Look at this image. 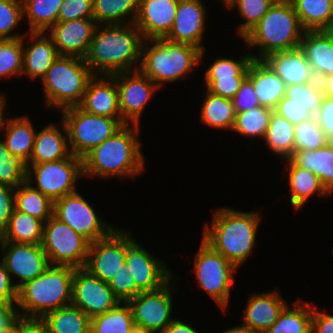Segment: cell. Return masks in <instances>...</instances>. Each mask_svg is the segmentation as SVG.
I'll list each match as a JSON object with an SVG mask.
<instances>
[{
    "label": "cell",
    "mask_w": 333,
    "mask_h": 333,
    "mask_svg": "<svg viewBox=\"0 0 333 333\" xmlns=\"http://www.w3.org/2000/svg\"><path fill=\"white\" fill-rule=\"evenodd\" d=\"M143 42L134 23L97 25L84 60L94 75L136 71L141 64Z\"/></svg>",
    "instance_id": "cell-1"
},
{
    "label": "cell",
    "mask_w": 333,
    "mask_h": 333,
    "mask_svg": "<svg viewBox=\"0 0 333 333\" xmlns=\"http://www.w3.org/2000/svg\"><path fill=\"white\" fill-rule=\"evenodd\" d=\"M140 125L125 124L113 136L82 157L83 177L131 179L145 169L138 133Z\"/></svg>",
    "instance_id": "cell-2"
},
{
    "label": "cell",
    "mask_w": 333,
    "mask_h": 333,
    "mask_svg": "<svg viewBox=\"0 0 333 333\" xmlns=\"http://www.w3.org/2000/svg\"><path fill=\"white\" fill-rule=\"evenodd\" d=\"M260 216V211L218 208L211 226L205 224L202 239L238 268L253 252Z\"/></svg>",
    "instance_id": "cell-3"
},
{
    "label": "cell",
    "mask_w": 333,
    "mask_h": 333,
    "mask_svg": "<svg viewBox=\"0 0 333 333\" xmlns=\"http://www.w3.org/2000/svg\"><path fill=\"white\" fill-rule=\"evenodd\" d=\"M74 271V267L50 265L40 276L25 282L17 289L19 315L41 319L46 313L71 304Z\"/></svg>",
    "instance_id": "cell-4"
},
{
    "label": "cell",
    "mask_w": 333,
    "mask_h": 333,
    "mask_svg": "<svg viewBox=\"0 0 333 333\" xmlns=\"http://www.w3.org/2000/svg\"><path fill=\"white\" fill-rule=\"evenodd\" d=\"M204 54L198 47L187 43L166 38L147 39L142 45L139 70L161 89L164 83L186 77L198 66Z\"/></svg>",
    "instance_id": "cell-5"
},
{
    "label": "cell",
    "mask_w": 333,
    "mask_h": 333,
    "mask_svg": "<svg viewBox=\"0 0 333 333\" xmlns=\"http://www.w3.org/2000/svg\"><path fill=\"white\" fill-rule=\"evenodd\" d=\"M305 30L291 2H275L259 23L243 38L248 47H259L253 59L299 47Z\"/></svg>",
    "instance_id": "cell-6"
},
{
    "label": "cell",
    "mask_w": 333,
    "mask_h": 333,
    "mask_svg": "<svg viewBox=\"0 0 333 333\" xmlns=\"http://www.w3.org/2000/svg\"><path fill=\"white\" fill-rule=\"evenodd\" d=\"M93 76L83 58L58 56L41 80L46 107L64 110L79 106Z\"/></svg>",
    "instance_id": "cell-7"
},
{
    "label": "cell",
    "mask_w": 333,
    "mask_h": 333,
    "mask_svg": "<svg viewBox=\"0 0 333 333\" xmlns=\"http://www.w3.org/2000/svg\"><path fill=\"white\" fill-rule=\"evenodd\" d=\"M61 111L62 121L67 129L70 152L80 158L125 125L121 118L95 115L84 111L80 106Z\"/></svg>",
    "instance_id": "cell-8"
},
{
    "label": "cell",
    "mask_w": 333,
    "mask_h": 333,
    "mask_svg": "<svg viewBox=\"0 0 333 333\" xmlns=\"http://www.w3.org/2000/svg\"><path fill=\"white\" fill-rule=\"evenodd\" d=\"M194 259L193 270L197 285L207 292L221 309L226 310L230 289L234 283L233 273L237 267L203 239Z\"/></svg>",
    "instance_id": "cell-9"
},
{
    "label": "cell",
    "mask_w": 333,
    "mask_h": 333,
    "mask_svg": "<svg viewBox=\"0 0 333 333\" xmlns=\"http://www.w3.org/2000/svg\"><path fill=\"white\" fill-rule=\"evenodd\" d=\"M82 176V158L73 154L59 161L26 164V181L52 202L76 192V181Z\"/></svg>",
    "instance_id": "cell-10"
},
{
    "label": "cell",
    "mask_w": 333,
    "mask_h": 333,
    "mask_svg": "<svg viewBox=\"0 0 333 333\" xmlns=\"http://www.w3.org/2000/svg\"><path fill=\"white\" fill-rule=\"evenodd\" d=\"M90 242L52 215L43 227L42 249L51 265L85 267Z\"/></svg>",
    "instance_id": "cell-11"
},
{
    "label": "cell",
    "mask_w": 333,
    "mask_h": 333,
    "mask_svg": "<svg viewBox=\"0 0 333 333\" xmlns=\"http://www.w3.org/2000/svg\"><path fill=\"white\" fill-rule=\"evenodd\" d=\"M53 215L90 243L108 236L116 227L102 220L77 191L56 200Z\"/></svg>",
    "instance_id": "cell-12"
},
{
    "label": "cell",
    "mask_w": 333,
    "mask_h": 333,
    "mask_svg": "<svg viewBox=\"0 0 333 333\" xmlns=\"http://www.w3.org/2000/svg\"><path fill=\"white\" fill-rule=\"evenodd\" d=\"M172 279L174 276L161 288L140 292L127 302L131 307L136 326L143 327L153 333H162L174 320V318L171 319L172 293L176 285L173 284Z\"/></svg>",
    "instance_id": "cell-13"
},
{
    "label": "cell",
    "mask_w": 333,
    "mask_h": 333,
    "mask_svg": "<svg viewBox=\"0 0 333 333\" xmlns=\"http://www.w3.org/2000/svg\"><path fill=\"white\" fill-rule=\"evenodd\" d=\"M112 76L117 84L122 121L140 125L145 106L160 88L140 70L119 72Z\"/></svg>",
    "instance_id": "cell-14"
},
{
    "label": "cell",
    "mask_w": 333,
    "mask_h": 333,
    "mask_svg": "<svg viewBox=\"0 0 333 333\" xmlns=\"http://www.w3.org/2000/svg\"><path fill=\"white\" fill-rule=\"evenodd\" d=\"M126 267L141 292L154 291L164 286L173 276L166 264L135 241L126 230Z\"/></svg>",
    "instance_id": "cell-15"
},
{
    "label": "cell",
    "mask_w": 333,
    "mask_h": 333,
    "mask_svg": "<svg viewBox=\"0 0 333 333\" xmlns=\"http://www.w3.org/2000/svg\"><path fill=\"white\" fill-rule=\"evenodd\" d=\"M120 302L108 283L92 275L84 267L75 268L71 304L90 319L115 308Z\"/></svg>",
    "instance_id": "cell-16"
},
{
    "label": "cell",
    "mask_w": 333,
    "mask_h": 333,
    "mask_svg": "<svg viewBox=\"0 0 333 333\" xmlns=\"http://www.w3.org/2000/svg\"><path fill=\"white\" fill-rule=\"evenodd\" d=\"M126 231L115 228L108 236L89 245L85 269L108 283L126 267Z\"/></svg>",
    "instance_id": "cell-17"
},
{
    "label": "cell",
    "mask_w": 333,
    "mask_h": 333,
    "mask_svg": "<svg viewBox=\"0 0 333 333\" xmlns=\"http://www.w3.org/2000/svg\"><path fill=\"white\" fill-rule=\"evenodd\" d=\"M0 245L2 261L17 289L25 282L40 276L51 265L41 244L0 241ZM14 275L20 278V283L13 282L14 278L11 276Z\"/></svg>",
    "instance_id": "cell-18"
},
{
    "label": "cell",
    "mask_w": 333,
    "mask_h": 333,
    "mask_svg": "<svg viewBox=\"0 0 333 333\" xmlns=\"http://www.w3.org/2000/svg\"><path fill=\"white\" fill-rule=\"evenodd\" d=\"M97 23L94 18L58 21L48 30L59 56L85 58Z\"/></svg>",
    "instance_id": "cell-19"
},
{
    "label": "cell",
    "mask_w": 333,
    "mask_h": 333,
    "mask_svg": "<svg viewBox=\"0 0 333 333\" xmlns=\"http://www.w3.org/2000/svg\"><path fill=\"white\" fill-rule=\"evenodd\" d=\"M207 11L202 0H179L175 20L166 39L187 43L205 51L202 46Z\"/></svg>",
    "instance_id": "cell-20"
},
{
    "label": "cell",
    "mask_w": 333,
    "mask_h": 333,
    "mask_svg": "<svg viewBox=\"0 0 333 333\" xmlns=\"http://www.w3.org/2000/svg\"><path fill=\"white\" fill-rule=\"evenodd\" d=\"M179 0H139L135 25L144 40L165 38L174 23Z\"/></svg>",
    "instance_id": "cell-21"
},
{
    "label": "cell",
    "mask_w": 333,
    "mask_h": 333,
    "mask_svg": "<svg viewBox=\"0 0 333 333\" xmlns=\"http://www.w3.org/2000/svg\"><path fill=\"white\" fill-rule=\"evenodd\" d=\"M79 106L95 115L121 118L115 78L112 75H94Z\"/></svg>",
    "instance_id": "cell-22"
},
{
    "label": "cell",
    "mask_w": 333,
    "mask_h": 333,
    "mask_svg": "<svg viewBox=\"0 0 333 333\" xmlns=\"http://www.w3.org/2000/svg\"><path fill=\"white\" fill-rule=\"evenodd\" d=\"M279 292L274 289L266 293L251 294L243 313L242 325L255 333H266L288 304Z\"/></svg>",
    "instance_id": "cell-23"
},
{
    "label": "cell",
    "mask_w": 333,
    "mask_h": 333,
    "mask_svg": "<svg viewBox=\"0 0 333 333\" xmlns=\"http://www.w3.org/2000/svg\"><path fill=\"white\" fill-rule=\"evenodd\" d=\"M28 36H30L29 40L32 42L29 45H26L24 42L25 34L22 37V74L27 75L31 80H37V78L42 80L59 54L53 40L46 32H29Z\"/></svg>",
    "instance_id": "cell-24"
},
{
    "label": "cell",
    "mask_w": 333,
    "mask_h": 333,
    "mask_svg": "<svg viewBox=\"0 0 333 333\" xmlns=\"http://www.w3.org/2000/svg\"><path fill=\"white\" fill-rule=\"evenodd\" d=\"M263 60L284 81L286 86L317 80L300 47L272 53Z\"/></svg>",
    "instance_id": "cell-25"
},
{
    "label": "cell",
    "mask_w": 333,
    "mask_h": 333,
    "mask_svg": "<svg viewBox=\"0 0 333 333\" xmlns=\"http://www.w3.org/2000/svg\"><path fill=\"white\" fill-rule=\"evenodd\" d=\"M299 47L317 80L333 74V30L305 31Z\"/></svg>",
    "instance_id": "cell-26"
},
{
    "label": "cell",
    "mask_w": 333,
    "mask_h": 333,
    "mask_svg": "<svg viewBox=\"0 0 333 333\" xmlns=\"http://www.w3.org/2000/svg\"><path fill=\"white\" fill-rule=\"evenodd\" d=\"M247 77L251 80L260 106L275 109L285 96L284 81L264 60L253 59Z\"/></svg>",
    "instance_id": "cell-27"
},
{
    "label": "cell",
    "mask_w": 333,
    "mask_h": 333,
    "mask_svg": "<svg viewBox=\"0 0 333 333\" xmlns=\"http://www.w3.org/2000/svg\"><path fill=\"white\" fill-rule=\"evenodd\" d=\"M60 122L61 130L51 123L39 133L36 132L33 152L27 164L59 161L71 154L65 123L62 120Z\"/></svg>",
    "instance_id": "cell-28"
},
{
    "label": "cell",
    "mask_w": 333,
    "mask_h": 333,
    "mask_svg": "<svg viewBox=\"0 0 333 333\" xmlns=\"http://www.w3.org/2000/svg\"><path fill=\"white\" fill-rule=\"evenodd\" d=\"M0 130H4L5 139H2V141L10 153L24 164H27L33 152L36 136V131L29 117L16 116L5 120L3 114L0 121Z\"/></svg>",
    "instance_id": "cell-29"
},
{
    "label": "cell",
    "mask_w": 333,
    "mask_h": 333,
    "mask_svg": "<svg viewBox=\"0 0 333 333\" xmlns=\"http://www.w3.org/2000/svg\"><path fill=\"white\" fill-rule=\"evenodd\" d=\"M289 160L313 172L329 194H333V149L327 144L316 150H294Z\"/></svg>",
    "instance_id": "cell-30"
},
{
    "label": "cell",
    "mask_w": 333,
    "mask_h": 333,
    "mask_svg": "<svg viewBox=\"0 0 333 333\" xmlns=\"http://www.w3.org/2000/svg\"><path fill=\"white\" fill-rule=\"evenodd\" d=\"M288 169V184L290 192V204L295 210L305 205L314 194L320 196L330 195L321 184L319 178L311 171L295 166L289 159L285 160Z\"/></svg>",
    "instance_id": "cell-31"
},
{
    "label": "cell",
    "mask_w": 333,
    "mask_h": 333,
    "mask_svg": "<svg viewBox=\"0 0 333 333\" xmlns=\"http://www.w3.org/2000/svg\"><path fill=\"white\" fill-rule=\"evenodd\" d=\"M305 31L333 30V0H292Z\"/></svg>",
    "instance_id": "cell-32"
},
{
    "label": "cell",
    "mask_w": 333,
    "mask_h": 333,
    "mask_svg": "<svg viewBox=\"0 0 333 333\" xmlns=\"http://www.w3.org/2000/svg\"><path fill=\"white\" fill-rule=\"evenodd\" d=\"M90 320L72 304L48 312L41 318L49 333H90Z\"/></svg>",
    "instance_id": "cell-33"
},
{
    "label": "cell",
    "mask_w": 333,
    "mask_h": 333,
    "mask_svg": "<svg viewBox=\"0 0 333 333\" xmlns=\"http://www.w3.org/2000/svg\"><path fill=\"white\" fill-rule=\"evenodd\" d=\"M44 222L27 213L14 209L7 228L0 235V241L25 244H41Z\"/></svg>",
    "instance_id": "cell-34"
},
{
    "label": "cell",
    "mask_w": 333,
    "mask_h": 333,
    "mask_svg": "<svg viewBox=\"0 0 333 333\" xmlns=\"http://www.w3.org/2000/svg\"><path fill=\"white\" fill-rule=\"evenodd\" d=\"M138 4L139 0H93V17L97 25L135 23Z\"/></svg>",
    "instance_id": "cell-35"
},
{
    "label": "cell",
    "mask_w": 333,
    "mask_h": 333,
    "mask_svg": "<svg viewBox=\"0 0 333 333\" xmlns=\"http://www.w3.org/2000/svg\"><path fill=\"white\" fill-rule=\"evenodd\" d=\"M204 92L200 121L215 129L232 130L236 117L232 99L214 95L207 90Z\"/></svg>",
    "instance_id": "cell-36"
},
{
    "label": "cell",
    "mask_w": 333,
    "mask_h": 333,
    "mask_svg": "<svg viewBox=\"0 0 333 333\" xmlns=\"http://www.w3.org/2000/svg\"><path fill=\"white\" fill-rule=\"evenodd\" d=\"M294 130V124L273 110L263 141L272 153L287 160L294 152Z\"/></svg>",
    "instance_id": "cell-37"
},
{
    "label": "cell",
    "mask_w": 333,
    "mask_h": 333,
    "mask_svg": "<svg viewBox=\"0 0 333 333\" xmlns=\"http://www.w3.org/2000/svg\"><path fill=\"white\" fill-rule=\"evenodd\" d=\"M312 315L308 302L298 301L291 308L287 304L266 333H312Z\"/></svg>",
    "instance_id": "cell-38"
},
{
    "label": "cell",
    "mask_w": 333,
    "mask_h": 333,
    "mask_svg": "<svg viewBox=\"0 0 333 333\" xmlns=\"http://www.w3.org/2000/svg\"><path fill=\"white\" fill-rule=\"evenodd\" d=\"M23 13L28 20V32H47L58 22L63 0H22Z\"/></svg>",
    "instance_id": "cell-39"
},
{
    "label": "cell",
    "mask_w": 333,
    "mask_h": 333,
    "mask_svg": "<svg viewBox=\"0 0 333 333\" xmlns=\"http://www.w3.org/2000/svg\"><path fill=\"white\" fill-rule=\"evenodd\" d=\"M15 209L45 223L53 215L54 202L25 181L15 188Z\"/></svg>",
    "instance_id": "cell-40"
},
{
    "label": "cell",
    "mask_w": 333,
    "mask_h": 333,
    "mask_svg": "<svg viewBox=\"0 0 333 333\" xmlns=\"http://www.w3.org/2000/svg\"><path fill=\"white\" fill-rule=\"evenodd\" d=\"M133 315L127 302L90 320V333H129L134 327Z\"/></svg>",
    "instance_id": "cell-41"
},
{
    "label": "cell",
    "mask_w": 333,
    "mask_h": 333,
    "mask_svg": "<svg viewBox=\"0 0 333 333\" xmlns=\"http://www.w3.org/2000/svg\"><path fill=\"white\" fill-rule=\"evenodd\" d=\"M273 109L257 106L248 111L237 112L231 131L253 138L264 139ZM253 137V138H252Z\"/></svg>",
    "instance_id": "cell-42"
},
{
    "label": "cell",
    "mask_w": 333,
    "mask_h": 333,
    "mask_svg": "<svg viewBox=\"0 0 333 333\" xmlns=\"http://www.w3.org/2000/svg\"><path fill=\"white\" fill-rule=\"evenodd\" d=\"M275 2L273 0H226L227 9L237 10L244 22L238 26L237 33L243 39L262 19Z\"/></svg>",
    "instance_id": "cell-43"
},
{
    "label": "cell",
    "mask_w": 333,
    "mask_h": 333,
    "mask_svg": "<svg viewBox=\"0 0 333 333\" xmlns=\"http://www.w3.org/2000/svg\"><path fill=\"white\" fill-rule=\"evenodd\" d=\"M285 96L289 102L305 106L315 117L324 98L322 81L286 86Z\"/></svg>",
    "instance_id": "cell-44"
},
{
    "label": "cell",
    "mask_w": 333,
    "mask_h": 333,
    "mask_svg": "<svg viewBox=\"0 0 333 333\" xmlns=\"http://www.w3.org/2000/svg\"><path fill=\"white\" fill-rule=\"evenodd\" d=\"M23 41L21 38L0 39V78L22 75Z\"/></svg>",
    "instance_id": "cell-45"
},
{
    "label": "cell",
    "mask_w": 333,
    "mask_h": 333,
    "mask_svg": "<svg viewBox=\"0 0 333 333\" xmlns=\"http://www.w3.org/2000/svg\"><path fill=\"white\" fill-rule=\"evenodd\" d=\"M252 55L245 54L239 60L221 57L216 59L205 71V79H226L232 77H247Z\"/></svg>",
    "instance_id": "cell-46"
},
{
    "label": "cell",
    "mask_w": 333,
    "mask_h": 333,
    "mask_svg": "<svg viewBox=\"0 0 333 333\" xmlns=\"http://www.w3.org/2000/svg\"><path fill=\"white\" fill-rule=\"evenodd\" d=\"M327 135L316 118L295 125L294 150H316L326 145Z\"/></svg>",
    "instance_id": "cell-47"
},
{
    "label": "cell",
    "mask_w": 333,
    "mask_h": 333,
    "mask_svg": "<svg viewBox=\"0 0 333 333\" xmlns=\"http://www.w3.org/2000/svg\"><path fill=\"white\" fill-rule=\"evenodd\" d=\"M26 181V164L14 157L0 139V183L17 188Z\"/></svg>",
    "instance_id": "cell-48"
},
{
    "label": "cell",
    "mask_w": 333,
    "mask_h": 333,
    "mask_svg": "<svg viewBox=\"0 0 333 333\" xmlns=\"http://www.w3.org/2000/svg\"><path fill=\"white\" fill-rule=\"evenodd\" d=\"M23 18L22 0H0V39L23 37V34L12 33Z\"/></svg>",
    "instance_id": "cell-49"
},
{
    "label": "cell",
    "mask_w": 333,
    "mask_h": 333,
    "mask_svg": "<svg viewBox=\"0 0 333 333\" xmlns=\"http://www.w3.org/2000/svg\"><path fill=\"white\" fill-rule=\"evenodd\" d=\"M108 285L114 295L121 302H128L136 297L141 291L137 288L136 283L127 267L121 269L108 282Z\"/></svg>",
    "instance_id": "cell-50"
},
{
    "label": "cell",
    "mask_w": 333,
    "mask_h": 333,
    "mask_svg": "<svg viewBox=\"0 0 333 333\" xmlns=\"http://www.w3.org/2000/svg\"><path fill=\"white\" fill-rule=\"evenodd\" d=\"M94 18L93 0H63L58 14V21Z\"/></svg>",
    "instance_id": "cell-51"
},
{
    "label": "cell",
    "mask_w": 333,
    "mask_h": 333,
    "mask_svg": "<svg viewBox=\"0 0 333 333\" xmlns=\"http://www.w3.org/2000/svg\"><path fill=\"white\" fill-rule=\"evenodd\" d=\"M274 111L294 125L314 118L305 106L289 102L286 96L278 102Z\"/></svg>",
    "instance_id": "cell-52"
},
{
    "label": "cell",
    "mask_w": 333,
    "mask_h": 333,
    "mask_svg": "<svg viewBox=\"0 0 333 333\" xmlns=\"http://www.w3.org/2000/svg\"><path fill=\"white\" fill-rule=\"evenodd\" d=\"M246 77H232L226 79H205L207 91L218 96L232 99L240 89Z\"/></svg>",
    "instance_id": "cell-53"
},
{
    "label": "cell",
    "mask_w": 333,
    "mask_h": 333,
    "mask_svg": "<svg viewBox=\"0 0 333 333\" xmlns=\"http://www.w3.org/2000/svg\"><path fill=\"white\" fill-rule=\"evenodd\" d=\"M232 102L236 113L248 111L251 108L259 106L256 93L254 92L251 80L248 77H246L241 83L240 89L232 98Z\"/></svg>",
    "instance_id": "cell-54"
},
{
    "label": "cell",
    "mask_w": 333,
    "mask_h": 333,
    "mask_svg": "<svg viewBox=\"0 0 333 333\" xmlns=\"http://www.w3.org/2000/svg\"><path fill=\"white\" fill-rule=\"evenodd\" d=\"M15 209V188L0 183V235L7 228Z\"/></svg>",
    "instance_id": "cell-55"
},
{
    "label": "cell",
    "mask_w": 333,
    "mask_h": 333,
    "mask_svg": "<svg viewBox=\"0 0 333 333\" xmlns=\"http://www.w3.org/2000/svg\"><path fill=\"white\" fill-rule=\"evenodd\" d=\"M0 302H17V288L12 283L10 275L6 270L5 264L2 259L0 261Z\"/></svg>",
    "instance_id": "cell-56"
},
{
    "label": "cell",
    "mask_w": 333,
    "mask_h": 333,
    "mask_svg": "<svg viewBox=\"0 0 333 333\" xmlns=\"http://www.w3.org/2000/svg\"><path fill=\"white\" fill-rule=\"evenodd\" d=\"M326 135L333 133V99L324 96L318 113L315 116Z\"/></svg>",
    "instance_id": "cell-57"
},
{
    "label": "cell",
    "mask_w": 333,
    "mask_h": 333,
    "mask_svg": "<svg viewBox=\"0 0 333 333\" xmlns=\"http://www.w3.org/2000/svg\"><path fill=\"white\" fill-rule=\"evenodd\" d=\"M333 333V315L320 312L313 307L312 333Z\"/></svg>",
    "instance_id": "cell-58"
},
{
    "label": "cell",
    "mask_w": 333,
    "mask_h": 333,
    "mask_svg": "<svg viewBox=\"0 0 333 333\" xmlns=\"http://www.w3.org/2000/svg\"><path fill=\"white\" fill-rule=\"evenodd\" d=\"M19 316L16 303L0 302V331L10 326Z\"/></svg>",
    "instance_id": "cell-59"
},
{
    "label": "cell",
    "mask_w": 333,
    "mask_h": 333,
    "mask_svg": "<svg viewBox=\"0 0 333 333\" xmlns=\"http://www.w3.org/2000/svg\"><path fill=\"white\" fill-rule=\"evenodd\" d=\"M21 333H49L41 319H27L21 316Z\"/></svg>",
    "instance_id": "cell-60"
},
{
    "label": "cell",
    "mask_w": 333,
    "mask_h": 333,
    "mask_svg": "<svg viewBox=\"0 0 333 333\" xmlns=\"http://www.w3.org/2000/svg\"><path fill=\"white\" fill-rule=\"evenodd\" d=\"M162 333H199L194 329L191 324H187L184 321L174 319Z\"/></svg>",
    "instance_id": "cell-61"
},
{
    "label": "cell",
    "mask_w": 333,
    "mask_h": 333,
    "mask_svg": "<svg viewBox=\"0 0 333 333\" xmlns=\"http://www.w3.org/2000/svg\"><path fill=\"white\" fill-rule=\"evenodd\" d=\"M324 96L333 99V74L324 77L322 80Z\"/></svg>",
    "instance_id": "cell-62"
},
{
    "label": "cell",
    "mask_w": 333,
    "mask_h": 333,
    "mask_svg": "<svg viewBox=\"0 0 333 333\" xmlns=\"http://www.w3.org/2000/svg\"><path fill=\"white\" fill-rule=\"evenodd\" d=\"M0 333H21V316H19L10 326L1 330Z\"/></svg>",
    "instance_id": "cell-63"
},
{
    "label": "cell",
    "mask_w": 333,
    "mask_h": 333,
    "mask_svg": "<svg viewBox=\"0 0 333 333\" xmlns=\"http://www.w3.org/2000/svg\"><path fill=\"white\" fill-rule=\"evenodd\" d=\"M222 333H255L250 328L243 326L242 324L236 327H232L230 329H227L226 331Z\"/></svg>",
    "instance_id": "cell-64"
},
{
    "label": "cell",
    "mask_w": 333,
    "mask_h": 333,
    "mask_svg": "<svg viewBox=\"0 0 333 333\" xmlns=\"http://www.w3.org/2000/svg\"><path fill=\"white\" fill-rule=\"evenodd\" d=\"M6 104V99H5V96L4 95H0V121H1V118L4 114V108H5V105Z\"/></svg>",
    "instance_id": "cell-65"
},
{
    "label": "cell",
    "mask_w": 333,
    "mask_h": 333,
    "mask_svg": "<svg viewBox=\"0 0 333 333\" xmlns=\"http://www.w3.org/2000/svg\"><path fill=\"white\" fill-rule=\"evenodd\" d=\"M129 333H153L152 331L146 330L143 327L134 325Z\"/></svg>",
    "instance_id": "cell-66"
},
{
    "label": "cell",
    "mask_w": 333,
    "mask_h": 333,
    "mask_svg": "<svg viewBox=\"0 0 333 333\" xmlns=\"http://www.w3.org/2000/svg\"><path fill=\"white\" fill-rule=\"evenodd\" d=\"M326 144L333 149V133L327 135Z\"/></svg>",
    "instance_id": "cell-67"
},
{
    "label": "cell",
    "mask_w": 333,
    "mask_h": 333,
    "mask_svg": "<svg viewBox=\"0 0 333 333\" xmlns=\"http://www.w3.org/2000/svg\"><path fill=\"white\" fill-rule=\"evenodd\" d=\"M274 2H291L292 0H273Z\"/></svg>",
    "instance_id": "cell-68"
}]
</instances>
